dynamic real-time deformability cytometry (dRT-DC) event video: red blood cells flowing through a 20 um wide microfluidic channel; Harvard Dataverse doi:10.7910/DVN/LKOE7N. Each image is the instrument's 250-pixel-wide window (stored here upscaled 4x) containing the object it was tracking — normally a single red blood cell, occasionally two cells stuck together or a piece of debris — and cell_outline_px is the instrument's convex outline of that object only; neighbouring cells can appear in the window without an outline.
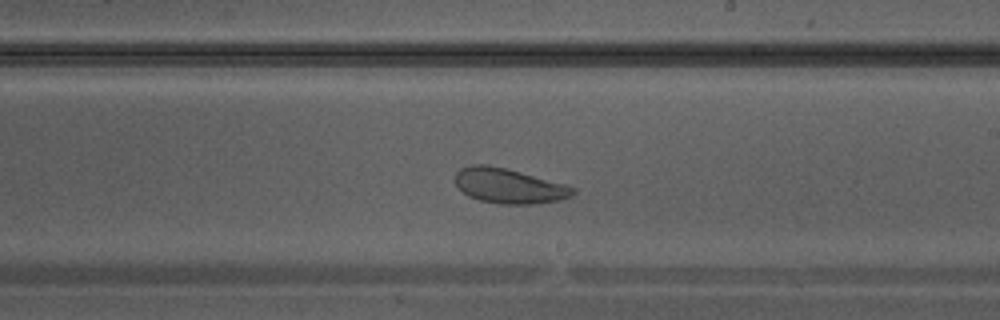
{"species": "Egyptian fruit bat (a non-hibernating species)", "species_latin": "Rousettus aegyptiacus", "temperature_condition": "warm", "stored_images_in_passage": 28, "camera_frame_rate_fps": 3000, "um_per_image_px": 0.085, "animal": {"sex": "male"}, "frame": {"image": 1, "passage_image": 16, "time_ms": 5.0, "image_size_px": [1000, 320], "cell_outline_px": [[576, 192], [572, 196], [560, 200], [532, 204], [500, 204], [480, 200], [468, 196], [456, 184], [456, 172], [460, 168], [472, 164], [484, 164], [504, 168], [568, 184], [576, 188]], "centroid_in_image_um": [43.3, 15.8], "position_along_channel_um": 245.7, "area_um2": 23.99}}